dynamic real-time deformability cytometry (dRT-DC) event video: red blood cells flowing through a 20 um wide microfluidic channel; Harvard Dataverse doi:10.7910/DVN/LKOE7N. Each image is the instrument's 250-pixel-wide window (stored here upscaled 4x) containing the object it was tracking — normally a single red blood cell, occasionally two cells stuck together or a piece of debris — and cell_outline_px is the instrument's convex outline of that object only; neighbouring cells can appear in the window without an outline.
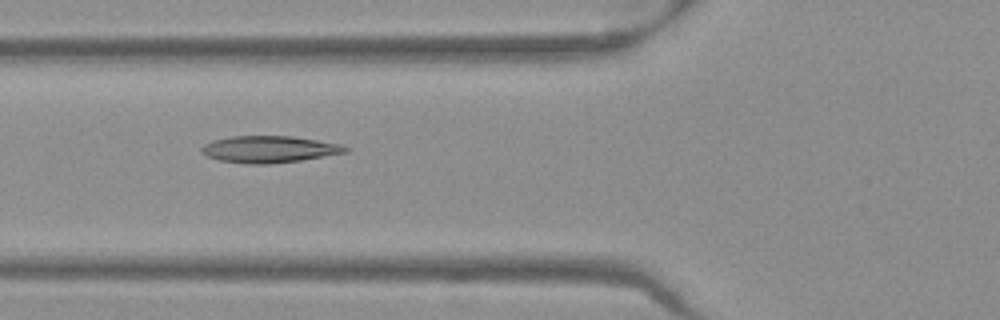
{"species": "Egyptian fruit bat (a non-hibernating species)", "species_latin": "Rousettus aegyptiacus", "temperature_condition": "warm", "stored_images_in_passage": 51, "camera_frame_rate_fps": 3000, "um_per_image_px": 0.085, "frame": {"image": 1, "passage_image": 19, "time_ms": 6.0, "image_size_px": [1000, 320], "cell_outline_px": [[348, 152], [300, 160], [268, 164], [244, 164], [220, 160], [208, 156], [200, 152], [200, 148], [204, 144], [212, 140], [232, 136], [292, 136], [340, 144], [348, 148]], "centroid_in_image_um": [22.84, 12.69], "position_along_channel_um": 103.0, "area_um2": 22.37}}
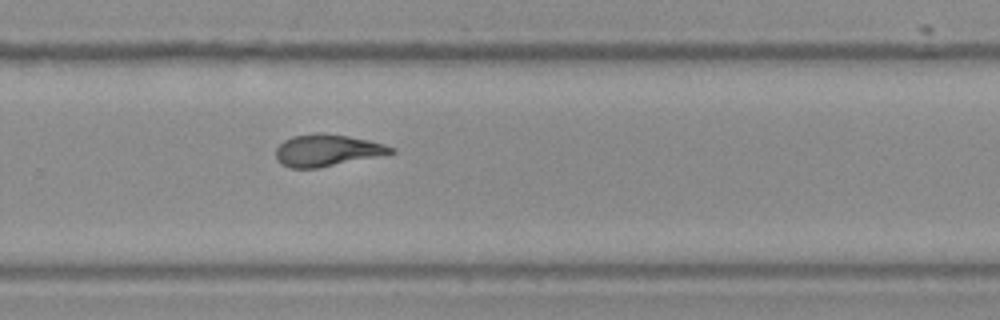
{"frame": {"image": 2, "passage_image": 34, "time_ms": 11.0, "image_size_px": [1000, 320], "cell_outline_px": [[396, 152], [316, 168], [288, 168], [280, 164], [276, 160], [276, 148], [284, 140], [292, 136], [316, 132], [320, 132], [348, 136], [368, 140], [384, 144], [396, 148]], "centroid_in_image_um": [27.75, 12.77], "position_along_channel_um": 302.1, "area_um2": 21.27}}
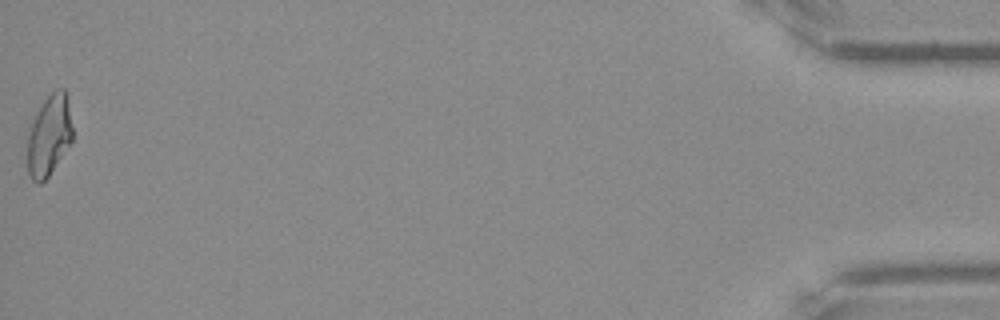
{"frame": {"image": 3, "passage_image": 51, "time_ms": 16.667, "image_size_px": [1000, 320], "cell_outline_px": [[72, 140], [48, 176], [40, 184], [36, 184], [32, 180], [28, 172], [28, 136], [32, 120], [36, 112], [44, 100], [56, 88], [64, 88], [68, 92], [72, 128]], "centroid_in_image_um": [4.18, 11.46], "position_along_channel_um": 431.0, "area_um2": 21.27}, "authors_computed_cell_mechanics": {"area_um2": 21.6172, "velocity_mm_per_s": 3.9789, "shape_relaxation_time_tau1_ms": null, "shape_relaxation_time_tau2_ms": 2.18, "deformation_change_tau1": null, "deformation_change_tau2": 0.095}}